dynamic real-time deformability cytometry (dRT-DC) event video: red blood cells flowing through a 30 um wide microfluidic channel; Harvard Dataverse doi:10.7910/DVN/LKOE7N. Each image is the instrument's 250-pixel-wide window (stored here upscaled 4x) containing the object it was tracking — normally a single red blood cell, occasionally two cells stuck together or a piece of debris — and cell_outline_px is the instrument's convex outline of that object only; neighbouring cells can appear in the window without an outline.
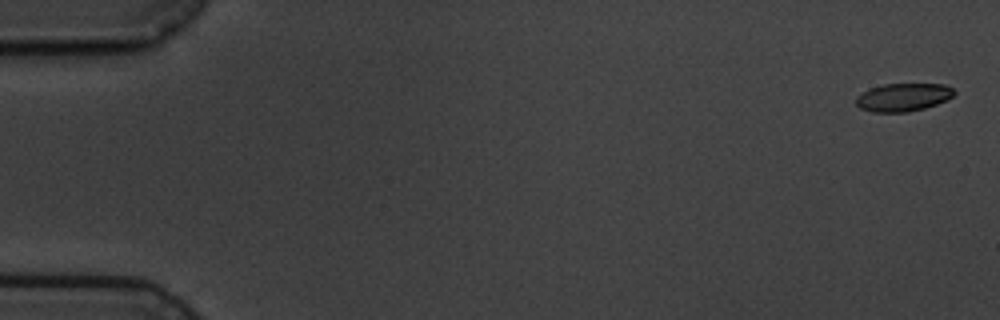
{"species": "common noctule bat (a hibernating species)", "species_latin": "Nyctalus noctula", "temperature_condition": "cold", "stored_images_in_passage": 5, "camera_frame_rate_fps": 3000, "um_per_image_px": 0.085, "animal": {"sex": "male", "body_mass_g": 19.5, "forearm_length_mm": 54.6}, "frame": {"image": 1, "passage_image": 1, "time_ms": 0.0, "image_size_px": [1000, 320], "cell_outline_px": [[956, 92], [948, 100], [924, 108], [908, 112], [872, 112], [860, 108], [856, 104], [856, 96], [872, 88], [884, 84], [944, 84], [952, 88]], "centroid_in_image_um": [76.78, 8.27], "position_along_channel_um": 8.2, "area_um2": 15.95}}